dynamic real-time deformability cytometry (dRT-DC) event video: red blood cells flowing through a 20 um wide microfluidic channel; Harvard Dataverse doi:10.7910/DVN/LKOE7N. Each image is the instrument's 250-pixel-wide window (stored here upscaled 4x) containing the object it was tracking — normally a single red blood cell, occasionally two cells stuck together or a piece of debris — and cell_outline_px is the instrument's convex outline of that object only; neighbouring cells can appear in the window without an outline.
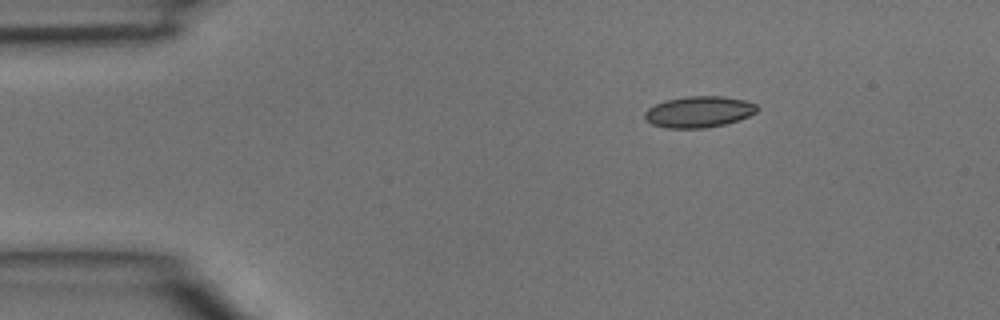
{"species": "common noctule bat (a hibernating species)", "species_latin": "Nyctalus noctula", "temperature_condition": "room temperature", "stored_images_in_passage": 4, "camera_frame_rate_fps": 3000, "um_per_image_px": 0.085, "animal": {"sex": "male", "body_mass_g": 15.6}, "frame": {"image": 1, "passage_image": 4, "time_ms": 1.0, "image_size_px": [1000, 320], "cell_outline_px": [[760, 108], [756, 112], [748, 116], [724, 124], [704, 128], [664, 128], [652, 124], [644, 120], [644, 112], [648, 108], [656, 104], [668, 100], [688, 96], [724, 96], [744, 100], [756, 104]], "centroid_in_image_um": [59.39, 9.51], "position_along_channel_um": 25.6, "area_um2": 20.4}}